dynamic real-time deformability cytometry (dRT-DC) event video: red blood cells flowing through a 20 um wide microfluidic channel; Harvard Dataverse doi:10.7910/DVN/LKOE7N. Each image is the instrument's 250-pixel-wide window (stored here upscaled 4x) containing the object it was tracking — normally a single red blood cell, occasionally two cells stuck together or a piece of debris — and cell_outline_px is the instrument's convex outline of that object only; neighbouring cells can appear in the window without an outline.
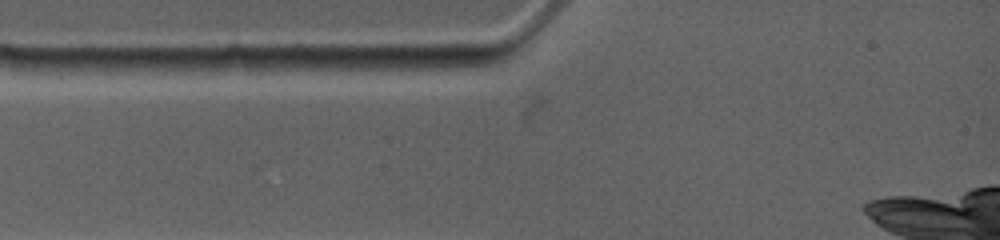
{"species": "common noctule bat (a hibernating species)", "species_latin": "Nyctalus noctula", "temperature_condition": "warm", "stored_images_in_passage": 1, "camera_frame_rate_fps": 4500, "um_per_image_px": 0.085, "animal": {"sex": "female", "body_mass_g": 19.0, "forearm_length_mm": 53.3}, "frame": {"image": 1, "passage_image": 1, "time_ms": 0.0, "image_size_px": [1000, 240], "cell_outline_px": [[252, 68], [220, 72], [156, 76], [152, 76], [156, 60], [228, 56], [244, 56]], "centroid_in_image_um": [16.98, 5.57], "position_along_channel_um": 68.0, "area_um2": 10.4}}